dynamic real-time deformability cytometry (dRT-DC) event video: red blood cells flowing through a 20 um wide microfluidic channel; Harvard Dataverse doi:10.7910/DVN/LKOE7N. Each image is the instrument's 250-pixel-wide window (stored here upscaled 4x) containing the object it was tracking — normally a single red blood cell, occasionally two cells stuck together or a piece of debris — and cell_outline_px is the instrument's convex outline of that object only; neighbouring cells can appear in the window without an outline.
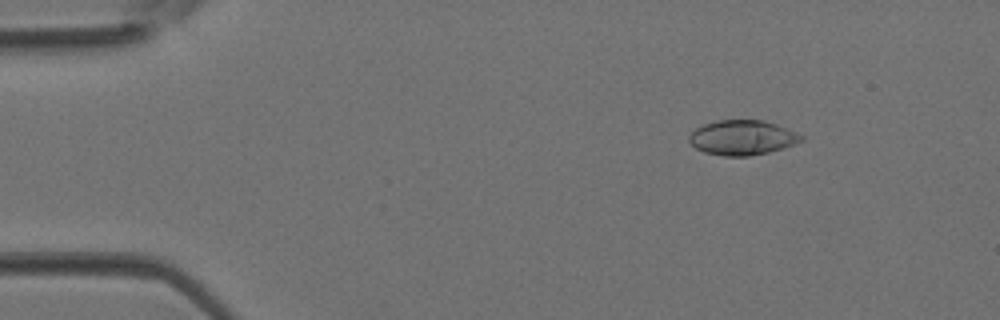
{"species": "Egyptian fruit bat (a non-hibernating species)", "species_latin": "Rousettus aegyptiacus", "temperature_condition": "room temperature", "stored_images_in_passage": 5, "camera_frame_rate_fps": 3000, "um_per_image_px": 0.085, "animal": {"sex": "female"}, "frame": {"image": 1, "passage_image": 2, "time_ms": 0.333, "image_size_px": [1000, 320], "cell_outline_px": [[804, 140], [784, 148], [768, 152], [748, 156], [724, 156], [704, 152], [696, 148], [688, 140], [688, 136], [696, 128], [704, 124], [720, 120], [764, 120], [776, 124], [796, 132], [804, 136]], "centroid_in_image_um": [63.11, 11.7], "position_along_channel_um": 21.9, "area_um2": 22.72}}
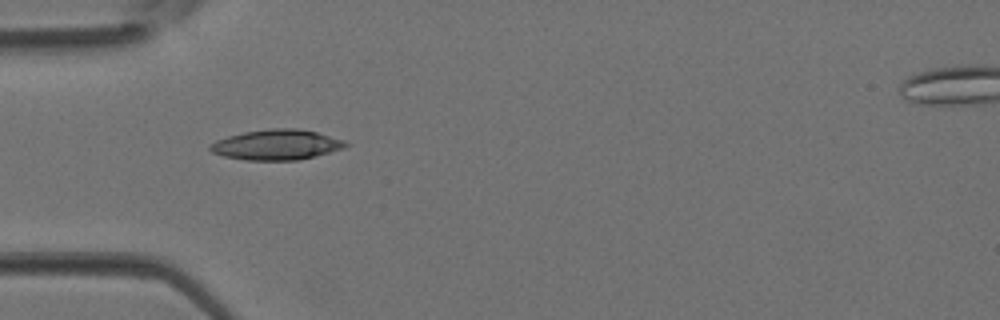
{"frame": {"image": 2, "passage_image": 4, "time_ms": 1.0, "image_size_px": [1000, 320], "cell_outline_px": [[348, 144], [344, 148], [316, 156], [296, 160], [248, 160], [224, 156], [212, 152], [208, 148], [208, 144], [216, 140], [228, 136], [244, 132], [268, 128], [296, 128], [316, 132], [344, 140]], "centroid_in_image_um": [23.49, 12.3], "position_along_channel_um": 61.5, "area_um2": 23.87}}
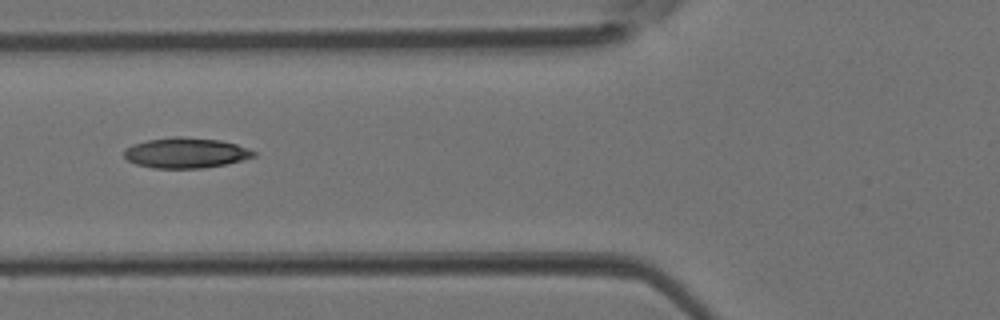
{"frame": {"image": 3, "passage_image": 5, "time_ms": 1.333, "image_size_px": [1000, 320], "cell_outline_px": [[256, 156], [228, 164], [204, 168], [152, 168], [136, 164], [128, 160], [124, 156], [124, 148], [132, 144], [148, 140], [172, 136], [180, 136], [220, 140], [236, 144], [248, 148], [256, 152]], "centroid_in_image_um": [15.79, 12.99], "position_along_channel_um": 110.0, "area_um2": 23.12}}